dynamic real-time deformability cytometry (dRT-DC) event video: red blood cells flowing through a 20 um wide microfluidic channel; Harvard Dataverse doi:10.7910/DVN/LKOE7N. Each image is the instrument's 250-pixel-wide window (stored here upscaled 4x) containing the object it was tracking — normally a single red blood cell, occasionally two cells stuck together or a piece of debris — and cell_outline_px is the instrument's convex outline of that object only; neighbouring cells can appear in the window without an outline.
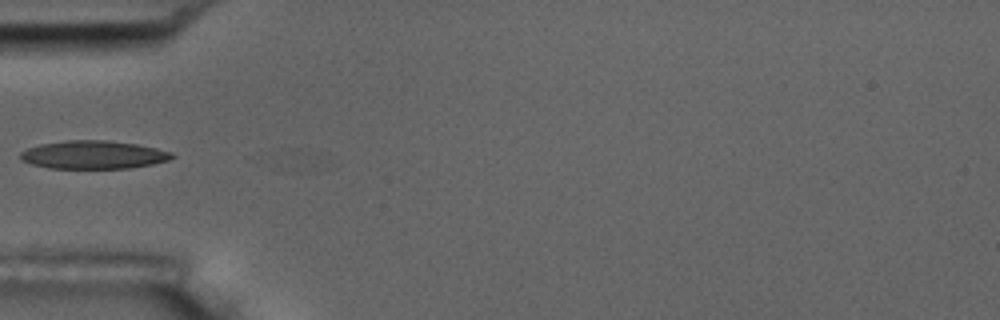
{"species": "common noctule bat (a hibernating species)", "species_latin": "Nyctalus noctula", "temperature_condition": "room temperature", "stored_images_in_passage": 6, "camera_frame_rate_fps": 3000, "um_per_image_px": 0.085, "animal": {"sex": "male", "body_mass_g": 17.5, "forearm_length_mm": 52.3}, "frame": {"image": 1, "passage_image": 4, "time_ms": 3.667, "image_size_px": [1000, 320], "cell_outline_px": [[176, 156], [168, 160], [152, 164], [128, 168], [48, 168], [32, 164], [20, 160], [20, 152], [28, 148], [40, 144], [68, 140], [104, 140], [136, 144], [156, 148], [172, 152]], "centroid_in_image_um": [7.93, 13.15], "position_along_channel_um": 77.1, "area_um2": 24.8}}